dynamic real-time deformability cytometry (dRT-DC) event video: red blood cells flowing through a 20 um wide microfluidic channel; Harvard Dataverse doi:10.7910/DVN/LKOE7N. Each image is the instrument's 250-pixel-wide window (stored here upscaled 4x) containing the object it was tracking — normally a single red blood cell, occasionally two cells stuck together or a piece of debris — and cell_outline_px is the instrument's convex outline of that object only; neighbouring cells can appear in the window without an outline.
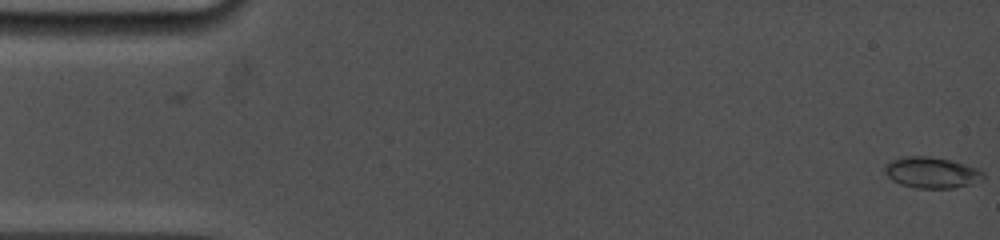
{"species": "common noctule bat (a hibernating species)", "species_latin": "Nyctalus noctula", "temperature_condition": "cold", "stored_images_in_passage": 53, "camera_frame_rate_fps": 5000, "um_per_image_px": 0.085, "animal": {"sex": "female", "body_mass_g": 19.0, "forearm_length_mm": 53.3}, "frame": {"image": 1, "passage_image": 1, "time_ms": 0.0, "image_size_px": [1000, 240], "cell_outline_px": [[984, 176], [972, 184], [952, 188], [916, 188], [900, 184], [892, 180], [884, 172], [884, 164], [892, 160], [904, 156], [928, 156], [952, 160], [976, 168], [984, 172]], "centroid_in_image_um": [79.15, 14.66], "position_along_channel_um": 5.9, "area_um2": 17.8}}
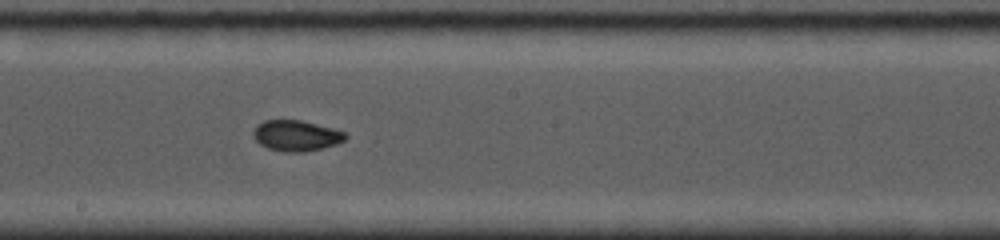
{"frame": {"image": 2, "passage_image": 32, "time_ms": 9.2, "image_size_px": [1000, 240], "cell_outline_px": [[348, 136], [344, 140], [336, 144], [304, 152], [284, 152], [268, 148], [260, 144], [252, 136], [252, 132], [256, 124], [264, 120], [300, 120], [348, 132]], "centroid_in_image_um": [25.16, 11.52], "position_along_channel_um": 223.0, "area_um2": 16.59}}
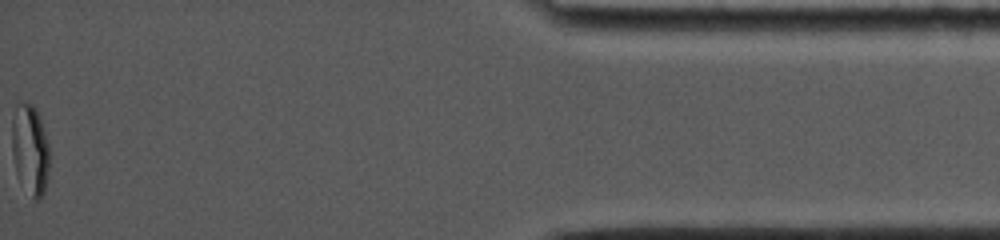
{"frame": {"image": 3, "passage_image": 53, "time_ms": 16.4, "image_size_px": [1000, 240], "cell_outline_px": [[48, 176], [44, 196], [36, 200], [32, 200], [16, 172], [12, 152], [12, 120], [16, 104], [32, 104], [36, 108], [40, 116], [48, 144]], "centroid_in_image_um": [2.56, 12.74], "position_along_channel_um": 432.6, "area_um2": 19.71}, "authors_computed_cell_mechanics": {"area_um2": 16.8776, "velocity_mm_per_s": 3.8495, "shape_relaxation_time_tau1_ms": 9.0253, "shape_relaxation_time_tau2_ms": 0.9001, "deformation_change_tau1": 0.199, "deformation_change_tau2": 0.0303}}